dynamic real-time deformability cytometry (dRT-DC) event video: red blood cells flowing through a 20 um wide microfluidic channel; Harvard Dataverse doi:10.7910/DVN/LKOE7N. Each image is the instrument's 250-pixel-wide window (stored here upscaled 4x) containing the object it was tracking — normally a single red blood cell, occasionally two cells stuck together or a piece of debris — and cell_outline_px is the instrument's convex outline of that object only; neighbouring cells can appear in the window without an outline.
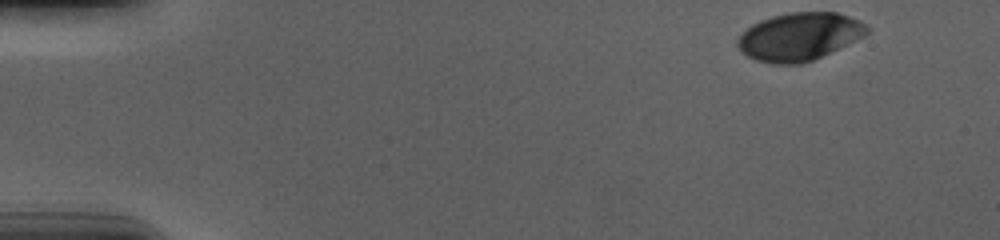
{"species": "human", "species_latin": "Homo sapiens", "temperature_condition": "cold", "stored_images_in_passage": 46, "camera_frame_rate_fps": 3000, "um_per_image_px": 0.085, "donor": {"sex": "male"}, "frame": {"image": 1, "passage_image": 1, "time_ms": 0.0, "image_size_px": [1000, 240], "cell_outline_px": [[868, 32], [864, 36], [856, 40], [812, 60], [800, 64], [772, 64], [756, 60], [748, 56], [736, 44], [736, 40], [752, 24], [760, 20], [772, 16], [792, 12], [836, 12], [848, 16], [864, 24], [868, 28]], "centroid_in_image_um": [67.92, 3.11], "position_along_channel_um": 17.1, "area_um2": 35.6}}
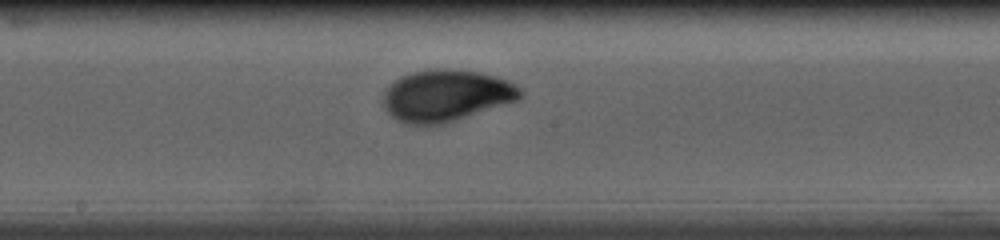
{"frame": {"image": 2, "passage_image": 27, "time_ms": 8.667, "image_size_px": [1000, 240], "cell_outline_px": [[524, 96], [520, 100], [444, 124], [424, 128], [404, 124], [396, 120], [384, 108], [384, 92], [400, 76], [412, 72], [436, 68], [448, 68], [480, 72], [496, 76], [508, 80], [516, 84], [524, 92]], "centroid_in_image_um": [37.95, 8.15], "position_along_channel_um": 210.2, "area_um2": 42.19}}
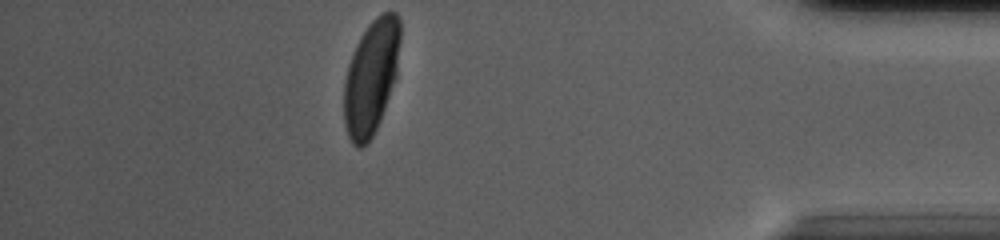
{"frame": {"image": 3, "passage_image": 46, "time_ms": 15.0, "image_size_px": [1000, 240], "cell_outline_px": [[400, 40], [396, 80], [380, 120], [368, 144], [360, 148], [356, 148], [352, 144], [348, 136], [344, 124], [344, 80], [348, 64], [352, 52], [360, 36], [368, 24], [376, 16], [384, 12], [396, 12], [400, 16]], "centroid_in_image_um": [31.54, 6.55], "position_along_channel_um": 403.7, "area_um2": 38.03}, "authors_computed_cell_mechanics": {"area_um2": 39.2173, "velocity_mm_per_s": 3.6772, "shape_relaxation_time_tau1_ms": 3.4558, "shape_relaxation_time_tau2_ms": null, "deformation_change_tau1": 0.157, "deformation_change_tau2": null}}